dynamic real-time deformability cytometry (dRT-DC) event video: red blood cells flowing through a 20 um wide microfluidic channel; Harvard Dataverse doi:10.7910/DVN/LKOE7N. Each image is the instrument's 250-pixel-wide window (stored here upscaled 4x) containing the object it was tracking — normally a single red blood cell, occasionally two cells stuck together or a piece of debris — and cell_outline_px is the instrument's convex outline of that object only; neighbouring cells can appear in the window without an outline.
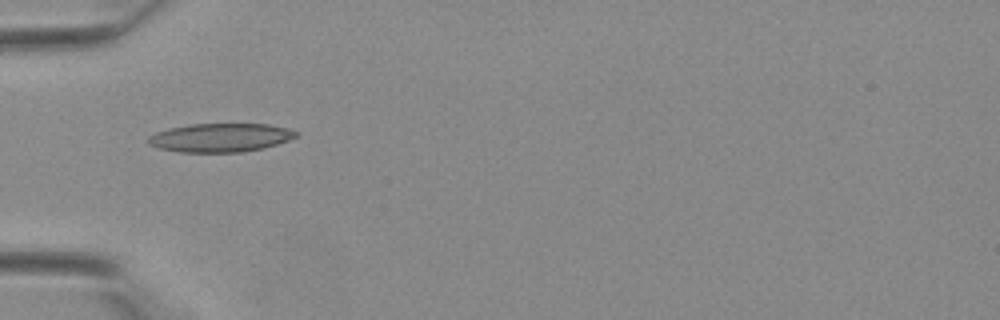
{"species": "Egyptian fruit bat (a non-hibernating species)", "species_latin": "Rousettus aegyptiacus", "temperature_condition": "warm", "stored_images_in_passage": 7, "camera_frame_rate_fps": 3000, "um_per_image_px": 0.085, "animal": {"sex": "female"}, "frame": {"image": 1, "passage_image": 1, "time_ms": 0.0, "image_size_px": [1000, 320], "cell_outline_px": [[300, 132], [296, 136], [288, 140], [264, 148], [240, 152], [180, 152], [160, 148], [148, 144], [148, 136], [156, 132], [168, 128], [192, 124], [268, 124], [288, 128]], "centroid_in_image_um": [18.73, 11.69], "position_along_channel_um": 66.3, "area_um2": 24.62}}